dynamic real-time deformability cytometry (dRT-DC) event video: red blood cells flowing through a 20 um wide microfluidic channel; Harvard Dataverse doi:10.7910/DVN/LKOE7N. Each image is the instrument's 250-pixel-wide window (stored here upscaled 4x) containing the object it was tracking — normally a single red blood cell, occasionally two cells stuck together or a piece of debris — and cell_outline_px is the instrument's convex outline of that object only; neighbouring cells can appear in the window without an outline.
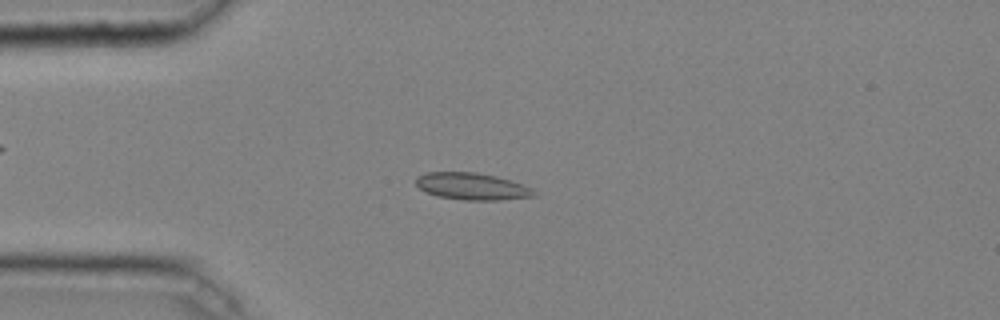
{"species": "common noctule bat (a hibernating species)", "species_latin": "Nyctalus noctula", "temperature_condition": "cold", "stored_images_in_passage": 46, "camera_frame_rate_fps": 3000, "um_per_image_px": 0.085, "animal": {"sex": "male", "body_mass_g": 20.4}, "frame": {"image": 1, "passage_image": 11, "time_ms": 3.333, "image_size_px": [1000, 320], "cell_outline_px": [[536, 196], [496, 200], [464, 200], [436, 196], [420, 188], [416, 184], [416, 176], [428, 172], [476, 172], [496, 176], [532, 188], [536, 192]], "centroid_in_image_um": [40.1, 15.84], "position_along_channel_um": 44.9, "area_um2": 18.38}}
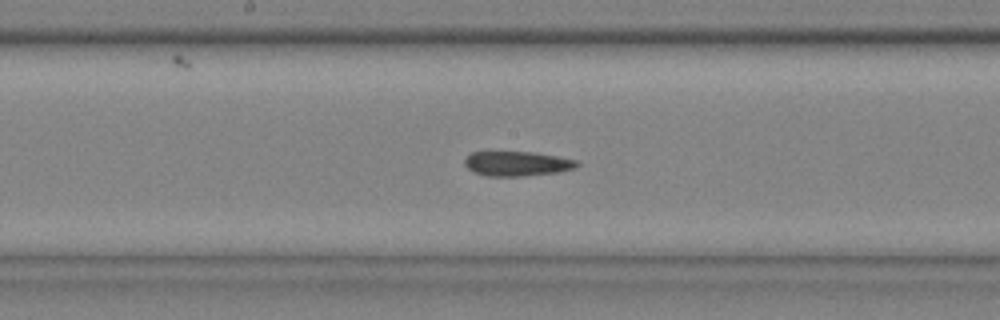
{"frame": {"image": 2, "passage_image": 24, "time_ms": 7.667, "image_size_px": [1000, 320], "cell_outline_px": [[580, 164], [576, 168], [556, 172], [520, 176], [488, 176], [476, 172], [468, 168], [464, 164], [464, 160], [472, 152], [536, 152], [576, 160]], "centroid_in_image_um": [43.96, 13.9], "position_along_channel_um": 204.2, "area_um2": 15.95}}
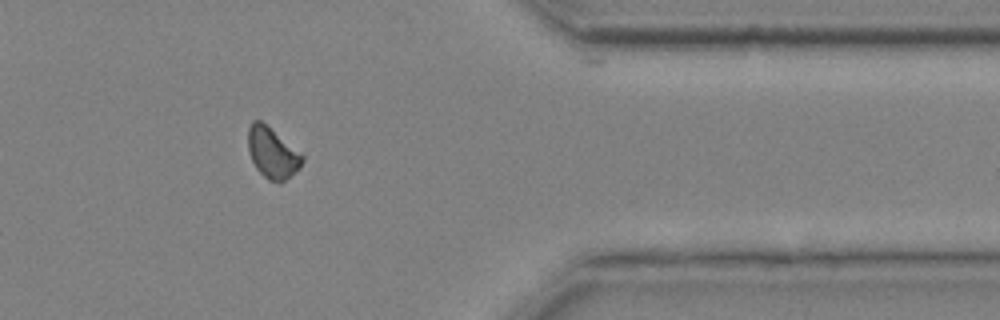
{"frame": {"image": 3, "passage_image": 39, "time_ms": 12.667, "image_size_px": [1000, 320], "cell_outline_px": [[304, 160], [300, 168], [280, 184], [268, 180], [256, 168], [252, 160], [248, 148], [248, 128], [252, 120], [260, 120], [300, 152], [304, 156]], "centroid_in_image_um": [23.15, 13.02], "position_along_channel_um": 388.2, "area_um2": 15.95}}